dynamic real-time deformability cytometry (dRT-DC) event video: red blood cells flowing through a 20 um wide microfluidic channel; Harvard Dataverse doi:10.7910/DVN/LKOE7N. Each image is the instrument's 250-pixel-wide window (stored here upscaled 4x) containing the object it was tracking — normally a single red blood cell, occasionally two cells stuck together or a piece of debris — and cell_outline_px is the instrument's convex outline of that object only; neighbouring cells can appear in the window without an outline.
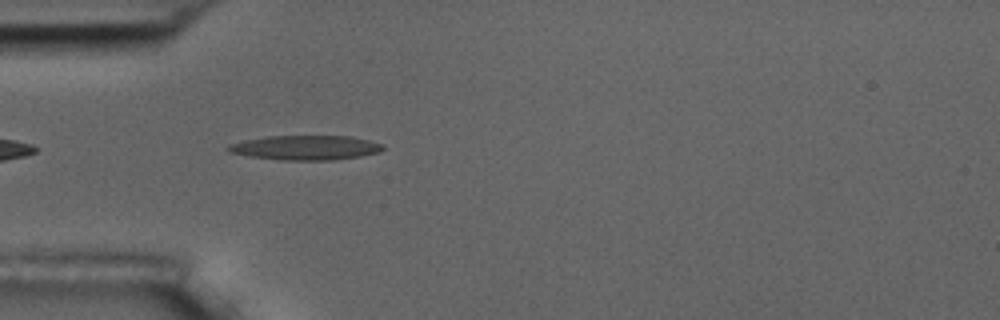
{"species": "common noctule bat (a hibernating species)", "species_latin": "Nyctalus noctula", "temperature_condition": "room temperature", "stored_images_in_passage": 3, "camera_frame_rate_fps": 3000, "um_per_image_px": 0.085, "animal": {"sex": "male", "body_mass_g": 17.5, "forearm_length_mm": 52.3}, "frame": {"image": 1, "passage_image": 3, "time_ms": 3.333, "image_size_px": [1000, 320], "cell_outline_px": [[384, 148], [380, 152], [360, 156], [332, 160], [280, 160], [248, 156], [228, 152], [224, 148], [228, 144], [244, 140], [268, 136], [352, 136], [384, 144]], "centroid_in_image_um": [25.94, 12.55], "position_along_channel_um": 59.1, "area_um2": 22.31}}